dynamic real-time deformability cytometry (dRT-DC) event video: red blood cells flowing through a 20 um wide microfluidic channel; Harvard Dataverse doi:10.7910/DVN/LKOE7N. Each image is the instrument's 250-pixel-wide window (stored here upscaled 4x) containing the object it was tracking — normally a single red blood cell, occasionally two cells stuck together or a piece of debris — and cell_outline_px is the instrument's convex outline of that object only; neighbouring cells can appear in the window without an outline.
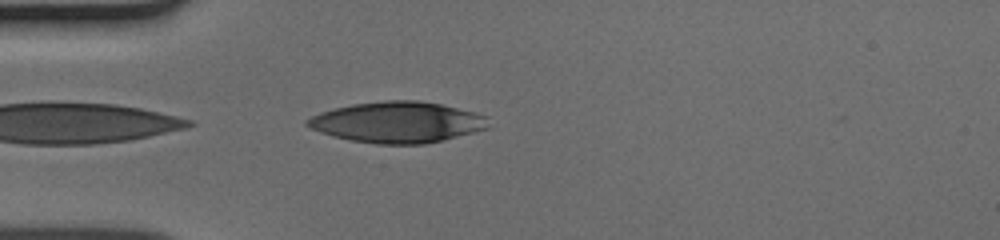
{"species": "human", "species_latin": "Homo sapiens", "temperature_condition": "cold", "stored_images_in_passage": 2, "camera_frame_rate_fps": 3000, "um_per_image_px": 0.085, "donor": {"sex": "male"}, "frame": {"image": 1, "passage_image": 2, "time_ms": 0.333, "image_size_px": [1000, 240], "cell_outline_px": [[444, 136], [432, 140], [364, 140], [348, 108], [368, 104], [432, 104], [444, 108]], "centroid_in_image_um": [33.95, 10.34], "position_along_channel_um": 51.1, "area_um2": 22.48}}